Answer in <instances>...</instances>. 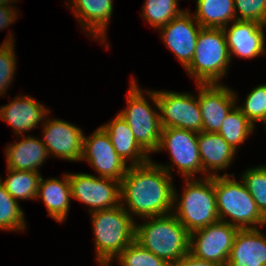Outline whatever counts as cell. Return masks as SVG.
<instances>
[{"label": "cell", "instance_id": "6da1fadb", "mask_svg": "<svg viewBox=\"0 0 266 266\" xmlns=\"http://www.w3.org/2000/svg\"><path fill=\"white\" fill-rule=\"evenodd\" d=\"M169 166L155 164L152 160L129 165L120 182V191L121 205L131 217L132 213L143 218L172 213L174 188L170 173L172 166Z\"/></svg>", "mask_w": 266, "mask_h": 266}, {"label": "cell", "instance_id": "7a4b0ae2", "mask_svg": "<svg viewBox=\"0 0 266 266\" xmlns=\"http://www.w3.org/2000/svg\"><path fill=\"white\" fill-rule=\"evenodd\" d=\"M147 223L135 225V241L167 263L190 252V233L174 214L147 217Z\"/></svg>", "mask_w": 266, "mask_h": 266}, {"label": "cell", "instance_id": "3957f363", "mask_svg": "<svg viewBox=\"0 0 266 266\" xmlns=\"http://www.w3.org/2000/svg\"><path fill=\"white\" fill-rule=\"evenodd\" d=\"M95 235L96 259L108 266L135 240V220L120 204L111 209L91 212Z\"/></svg>", "mask_w": 266, "mask_h": 266}, {"label": "cell", "instance_id": "277c9868", "mask_svg": "<svg viewBox=\"0 0 266 266\" xmlns=\"http://www.w3.org/2000/svg\"><path fill=\"white\" fill-rule=\"evenodd\" d=\"M230 176L232 175L226 173L223 176H214L219 220L239 229H257V225L264 226L266 217L258 209L244 182L239 183ZM225 216L231 217L232 222L225 220Z\"/></svg>", "mask_w": 266, "mask_h": 266}, {"label": "cell", "instance_id": "5b68a950", "mask_svg": "<svg viewBox=\"0 0 266 266\" xmlns=\"http://www.w3.org/2000/svg\"><path fill=\"white\" fill-rule=\"evenodd\" d=\"M186 188L180 201L176 189L173 192V205L177 208L173 213L180 223L191 233L207 227L217 221L216 194L214 190V176L205 174L203 180L186 179ZM175 202H177L175 204ZM179 202V203H178Z\"/></svg>", "mask_w": 266, "mask_h": 266}, {"label": "cell", "instance_id": "8992f818", "mask_svg": "<svg viewBox=\"0 0 266 266\" xmlns=\"http://www.w3.org/2000/svg\"><path fill=\"white\" fill-rule=\"evenodd\" d=\"M231 58L223 28H202L194 57L186 68L197 84L220 83Z\"/></svg>", "mask_w": 266, "mask_h": 266}, {"label": "cell", "instance_id": "52a82bcc", "mask_svg": "<svg viewBox=\"0 0 266 266\" xmlns=\"http://www.w3.org/2000/svg\"><path fill=\"white\" fill-rule=\"evenodd\" d=\"M134 79L128 91V106L119 114L127 121L138 144L150 154L156 152L160 142V116L152 110Z\"/></svg>", "mask_w": 266, "mask_h": 266}, {"label": "cell", "instance_id": "ba28073f", "mask_svg": "<svg viewBox=\"0 0 266 266\" xmlns=\"http://www.w3.org/2000/svg\"><path fill=\"white\" fill-rule=\"evenodd\" d=\"M159 110L162 128H180L199 133L203 131L198 98L174 91H147Z\"/></svg>", "mask_w": 266, "mask_h": 266}, {"label": "cell", "instance_id": "9c48e42d", "mask_svg": "<svg viewBox=\"0 0 266 266\" xmlns=\"http://www.w3.org/2000/svg\"><path fill=\"white\" fill-rule=\"evenodd\" d=\"M238 230L230 223L219 220L193 231L190 233V253L196 258L226 266Z\"/></svg>", "mask_w": 266, "mask_h": 266}, {"label": "cell", "instance_id": "30bf717a", "mask_svg": "<svg viewBox=\"0 0 266 266\" xmlns=\"http://www.w3.org/2000/svg\"><path fill=\"white\" fill-rule=\"evenodd\" d=\"M73 199L89 205L90 212L121 204L120 181L86 173L68 174Z\"/></svg>", "mask_w": 266, "mask_h": 266}, {"label": "cell", "instance_id": "8fae6325", "mask_svg": "<svg viewBox=\"0 0 266 266\" xmlns=\"http://www.w3.org/2000/svg\"><path fill=\"white\" fill-rule=\"evenodd\" d=\"M198 133L180 128H162L156 152L166 149L184 178L194 179L196 173L203 172L199 156Z\"/></svg>", "mask_w": 266, "mask_h": 266}, {"label": "cell", "instance_id": "7c38bea8", "mask_svg": "<svg viewBox=\"0 0 266 266\" xmlns=\"http://www.w3.org/2000/svg\"><path fill=\"white\" fill-rule=\"evenodd\" d=\"M86 160L95 168L99 177L120 181L129 166L115 151L107 132L99 127L83 139L81 161Z\"/></svg>", "mask_w": 266, "mask_h": 266}, {"label": "cell", "instance_id": "4fadbf2b", "mask_svg": "<svg viewBox=\"0 0 266 266\" xmlns=\"http://www.w3.org/2000/svg\"><path fill=\"white\" fill-rule=\"evenodd\" d=\"M201 29L202 26L187 10L159 29L162 33V41L177 56L185 69L194 57L197 37Z\"/></svg>", "mask_w": 266, "mask_h": 266}, {"label": "cell", "instance_id": "5bb4252c", "mask_svg": "<svg viewBox=\"0 0 266 266\" xmlns=\"http://www.w3.org/2000/svg\"><path fill=\"white\" fill-rule=\"evenodd\" d=\"M47 121V122H46ZM43 140L48 154L68 161H81L84 134L82 130L60 119L46 120Z\"/></svg>", "mask_w": 266, "mask_h": 266}, {"label": "cell", "instance_id": "9a60e30c", "mask_svg": "<svg viewBox=\"0 0 266 266\" xmlns=\"http://www.w3.org/2000/svg\"><path fill=\"white\" fill-rule=\"evenodd\" d=\"M198 103L203 121V131L217 133L231 109L236 106V93L219 83L197 84Z\"/></svg>", "mask_w": 266, "mask_h": 266}, {"label": "cell", "instance_id": "2e32d148", "mask_svg": "<svg viewBox=\"0 0 266 266\" xmlns=\"http://www.w3.org/2000/svg\"><path fill=\"white\" fill-rule=\"evenodd\" d=\"M255 21L235 20L232 26L223 28L230 58L232 54L242 58L257 57L265 52L263 27Z\"/></svg>", "mask_w": 266, "mask_h": 266}, {"label": "cell", "instance_id": "e0dca14e", "mask_svg": "<svg viewBox=\"0 0 266 266\" xmlns=\"http://www.w3.org/2000/svg\"><path fill=\"white\" fill-rule=\"evenodd\" d=\"M47 112L50 113L30 96H18L0 108V118L10 124L18 136L34 129L43 119L46 120Z\"/></svg>", "mask_w": 266, "mask_h": 266}, {"label": "cell", "instance_id": "ac0fdd59", "mask_svg": "<svg viewBox=\"0 0 266 266\" xmlns=\"http://www.w3.org/2000/svg\"><path fill=\"white\" fill-rule=\"evenodd\" d=\"M226 266H266V236L259 229H239Z\"/></svg>", "mask_w": 266, "mask_h": 266}, {"label": "cell", "instance_id": "d6986e66", "mask_svg": "<svg viewBox=\"0 0 266 266\" xmlns=\"http://www.w3.org/2000/svg\"><path fill=\"white\" fill-rule=\"evenodd\" d=\"M108 134L118 156L130 166L141 165L149 160V154L138 144L127 121L118 113L109 123L101 126Z\"/></svg>", "mask_w": 266, "mask_h": 266}, {"label": "cell", "instance_id": "ffe728a7", "mask_svg": "<svg viewBox=\"0 0 266 266\" xmlns=\"http://www.w3.org/2000/svg\"><path fill=\"white\" fill-rule=\"evenodd\" d=\"M197 141L203 172H208V169L215 172H208V176L218 175L217 171L227 169L232 163L236 150L219 133L201 131Z\"/></svg>", "mask_w": 266, "mask_h": 266}, {"label": "cell", "instance_id": "44dd1931", "mask_svg": "<svg viewBox=\"0 0 266 266\" xmlns=\"http://www.w3.org/2000/svg\"><path fill=\"white\" fill-rule=\"evenodd\" d=\"M113 0H72L74 15L87 32L106 40V28L113 14Z\"/></svg>", "mask_w": 266, "mask_h": 266}, {"label": "cell", "instance_id": "7402d4cb", "mask_svg": "<svg viewBox=\"0 0 266 266\" xmlns=\"http://www.w3.org/2000/svg\"><path fill=\"white\" fill-rule=\"evenodd\" d=\"M37 198L43 200L50 217L59 222L66 220L70 208V198H72L68 173L62 180L57 178L43 180L41 176Z\"/></svg>", "mask_w": 266, "mask_h": 266}, {"label": "cell", "instance_id": "603a6c76", "mask_svg": "<svg viewBox=\"0 0 266 266\" xmlns=\"http://www.w3.org/2000/svg\"><path fill=\"white\" fill-rule=\"evenodd\" d=\"M23 136V140L6 147L7 167L15 170L39 172L48 157L45 145L37 138Z\"/></svg>", "mask_w": 266, "mask_h": 266}, {"label": "cell", "instance_id": "cb8c5ba5", "mask_svg": "<svg viewBox=\"0 0 266 266\" xmlns=\"http://www.w3.org/2000/svg\"><path fill=\"white\" fill-rule=\"evenodd\" d=\"M194 18L202 28H224L236 20L234 0H197Z\"/></svg>", "mask_w": 266, "mask_h": 266}, {"label": "cell", "instance_id": "d4e9b609", "mask_svg": "<svg viewBox=\"0 0 266 266\" xmlns=\"http://www.w3.org/2000/svg\"><path fill=\"white\" fill-rule=\"evenodd\" d=\"M8 177L3 182L6 191L16 200L36 199L40 173L7 168Z\"/></svg>", "mask_w": 266, "mask_h": 266}, {"label": "cell", "instance_id": "484cf974", "mask_svg": "<svg viewBox=\"0 0 266 266\" xmlns=\"http://www.w3.org/2000/svg\"><path fill=\"white\" fill-rule=\"evenodd\" d=\"M254 125L243 115L241 110L234 106L226 115L219 133L223 139L234 149L242 144L254 130Z\"/></svg>", "mask_w": 266, "mask_h": 266}, {"label": "cell", "instance_id": "4316f807", "mask_svg": "<svg viewBox=\"0 0 266 266\" xmlns=\"http://www.w3.org/2000/svg\"><path fill=\"white\" fill-rule=\"evenodd\" d=\"M177 0H145L142 17L154 28L160 29L180 15Z\"/></svg>", "mask_w": 266, "mask_h": 266}, {"label": "cell", "instance_id": "83f0119b", "mask_svg": "<svg viewBox=\"0 0 266 266\" xmlns=\"http://www.w3.org/2000/svg\"><path fill=\"white\" fill-rule=\"evenodd\" d=\"M23 209L7 191L0 176V229L24 230L26 227Z\"/></svg>", "mask_w": 266, "mask_h": 266}, {"label": "cell", "instance_id": "f1b7e54d", "mask_svg": "<svg viewBox=\"0 0 266 266\" xmlns=\"http://www.w3.org/2000/svg\"><path fill=\"white\" fill-rule=\"evenodd\" d=\"M116 258L121 266H168L165 260L143 248L135 240Z\"/></svg>", "mask_w": 266, "mask_h": 266}, {"label": "cell", "instance_id": "f546056e", "mask_svg": "<svg viewBox=\"0 0 266 266\" xmlns=\"http://www.w3.org/2000/svg\"><path fill=\"white\" fill-rule=\"evenodd\" d=\"M242 181L246 185L260 212L266 217V166L260 165L244 172Z\"/></svg>", "mask_w": 266, "mask_h": 266}, {"label": "cell", "instance_id": "4dcf8cb0", "mask_svg": "<svg viewBox=\"0 0 266 266\" xmlns=\"http://www.w3.org/2000/svg\"><path fill=\"white\" fill-rule=\"evenodd\" d=\"M243 106H238L243 115L254 125L266 115V84L255 87L247 95Z\"/></svg>", "mask_w": 266, "mask_h": 266}, {"label": "cell", "instance_id": "1f68e13d", "mask_svg": "<svg viewBox=\"0 0 266 266\" xmlns=\"http://www.w3.org/2000/svg\"><path fill=\"white\" fill-rule=\"evenodd\" d=\"M8 37L0 47V96L6 92L16 70L17 59L13 46L14 38L11 34Z\"/></svg>", "mask_w": 266, "mask_h": 266}, {"label": "cell", "instance_id": "d6a6232c", "mask_svg": "<svg viewBox=\"0 0 266 266\" xmlns=\"http://www.w3.org/2000/svg\"><path fill=\"white\" fill-rule=\"evenodd\" d=\"M234 7L236 20L255 21L266 25V0H234ZM237 13H240V16Z\"/></svg>", "mask_w": 266, "mask_h": 266}, {"label": "cell", "instance_id": "836d02e7", "mask_svg": "<svg viewBox=\"0 0 266 266\" xmlns=\"http://www.w3.org/2000/svg\"><path fill=\"white\" fill-rule=\"evenodd\" d=\"M168 266H220V265L214 262L196 258L189 252L186 256L182 257L181 259H177L174 262L168 263Z\"/></svg>", "mask_w": 266, "mask_h": 266}, {"label": "cell", "instance_id": "e575fe53", "mask_svg": "<svg viewBox=\"0 0 266 266\" xmlns=\"http://www.w3.org/2000/svg\"><path fill=\"white\" fill-rule=\"evenodd\" d=\"M17 13L11 6L0 5V30L6 29L16 19Z\"/></svg>", "mask_w": 266, "mask_h": 266}, {"label": "cell", "instance_id": "d590c367", "mask_svg": "<svg viewBox=\"0 0 266 266\" xmlns=\"http://www.w3.org/2000/svg\"><path fill=\"white\" fill-rule=\"evenodd\" d=\"M15 2L14 0H0V5L10 6L9 3Z\"/></svg>", "mask_w": 266, "mask_h": 266}, {"label": "cell", "instance_id": "8d00e7d4", "mask_svg": "<svg viewBox=\"0 0 266 266\" xmlns=\"http://www.w3.org/2000/svg\"><path fill=\"white\" fill-rule=\"evenodd\" d=\"M261 122L262 123L264 122L266 124V115H265L264 119Z\"/></svg>", "mask_w": 266, "mask_h": 266}]
</instances>
